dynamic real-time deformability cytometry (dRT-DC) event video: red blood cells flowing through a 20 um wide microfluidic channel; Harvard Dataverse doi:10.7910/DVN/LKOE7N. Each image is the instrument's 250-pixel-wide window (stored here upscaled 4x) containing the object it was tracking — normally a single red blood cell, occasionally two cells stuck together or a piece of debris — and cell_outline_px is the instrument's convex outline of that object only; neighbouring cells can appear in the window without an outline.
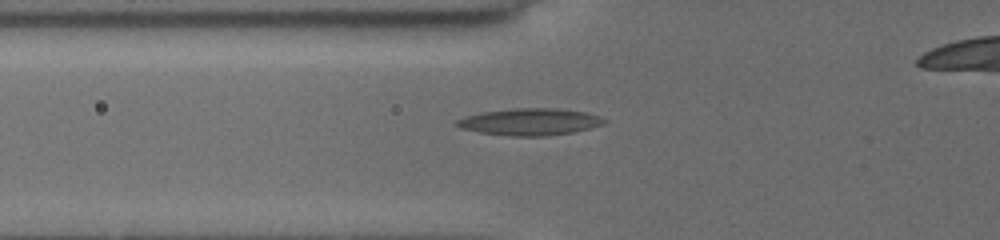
{"species": "common noctule bat (a hibernating species)", "species_latin": "Nyctalus noctula", "temperature_condition": "cold", "stored_images_in_passage": 52, "camera_frame_rate_fps": 3000, "um_per_image_px": 0.085, "animal": {"sex": "female", "body_mass_g": 19.5, "forearm_length_mm": 54.1}, "frame": {"image": 1, "passage_image": 2, "time_ms": 0.333, "image_size_px": [1000, 240], "cell_outline_px": [[608, 120], [604, 124], [572, 132], [548, 136], [512, 136], [480, 132], [460, 128], [452, 124], [456, 120], [480, 112], [516, 108], [552, 108], [584, 112], [600, 116]], "centroid_in_image_um": [45.02, 10.35], "position_along_channel_um": 80.8, "area_um2": 23.0}}
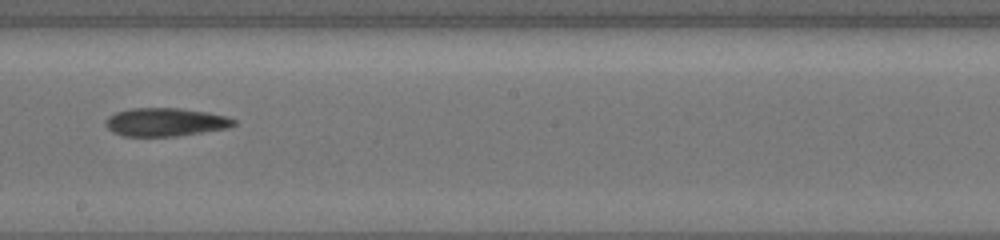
{"frame": {"image": 2, "passage_image": 22, "time_ms": 4.333, "image_size_px": [1000, 240], "cell_outline_px": [[236, 124], [228, 128], [176, 136], [124, 136], [112, 132], [104, 124], [108, 116], [116, 112], [132, 108], [180, 108], [208, 112], [224, 116], [236, 120]], "centroid_in_image_um": [14.04, 10.37], "position_along_channel_um": 234.2, "area_um2": 21.1}}
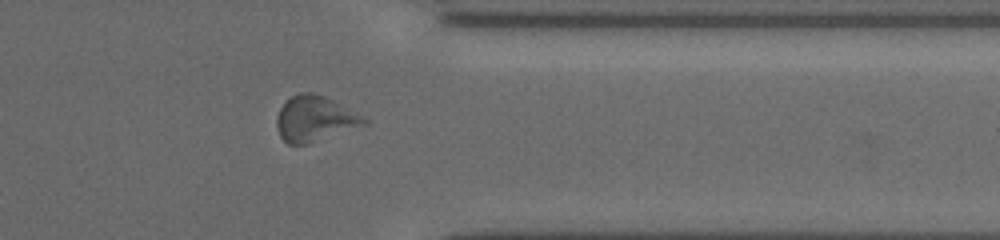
{"frame": {"image": 3, "passage_image": 43, "time_ms": 8.333, "image_size_px": [1000, 240], "cell_outline_px": [[368, 124], [308, 144], [288, 144], [280, 136], [276, 124], [276, 120], [280, 108], [292, 96], [300, 92], [312, 92], [324, 96], [364, 116], [368, 120]], "centroid_in_image_um": [26.77, 10.1], "position_along_channel_um": 384.6, "area_um2": 23.0}}